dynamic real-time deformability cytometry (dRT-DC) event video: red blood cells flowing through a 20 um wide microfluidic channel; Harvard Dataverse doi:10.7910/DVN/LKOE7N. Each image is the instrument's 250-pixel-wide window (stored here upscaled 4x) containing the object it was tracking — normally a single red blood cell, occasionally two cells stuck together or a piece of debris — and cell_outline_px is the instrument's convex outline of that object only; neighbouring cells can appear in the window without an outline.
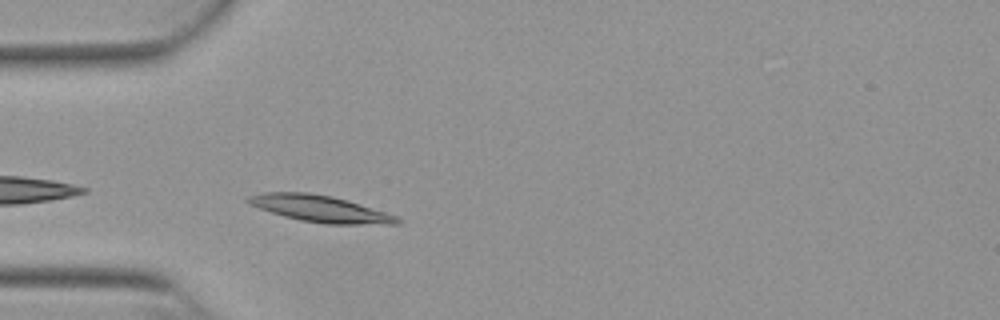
{"species": "Egyptian fruit bat (a non-hibernating species)", "species_latin": "Rousettus aegyptiacus", "temperature_condition": "warm", "stored_images_in_passage": 15, "camera_frame_rate_fps": 3000, "um_per_image_px": 0.085, "animal": {"sex": "female"}, "frame": {"image": 1, "passage_image": 2, "time_ms": 0.333, "image_size_px": [1000, 320], "cell_outline_px": [[404, 220], [400, 224], [324, 224], [300, 220], [284, 216], [260, 208], [244, 200], [244, 196], [264, 192], [308, 192], [332, 196], [348, 200], [396, 216]], "centroid_in_image_um": [27.21, 17.73], "position_along_channel_um": 57.8, "area_um2": 23.12}}
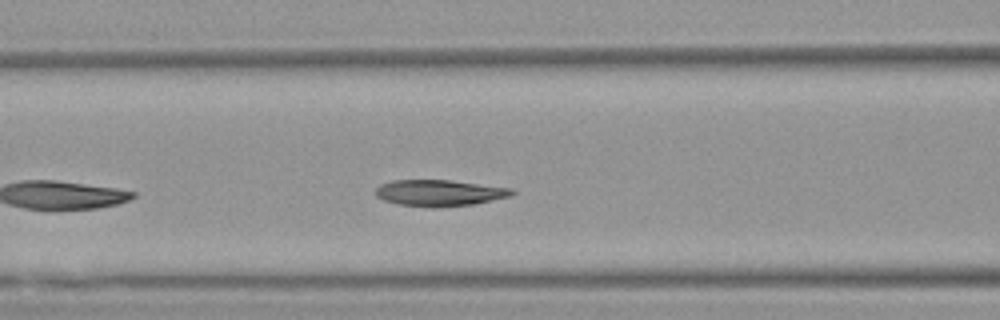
{"frame": {"image": 2, "passage_image": 8, "time_ms": 2.333, "image_size_px": [1000, 320], "cell_outline_px": [[516, 192], [512, 196], [472, 204], [436, 208], [432, 208], [396, 204], [384, 200], [376, 196], [376, 188], [380, 184], [392, 180], [448, 180], [512, 188]], "centroid_in_image_um": [37.34, 16.4], "position_along_channel_um": 129.3, "area_um2": 20.98}}
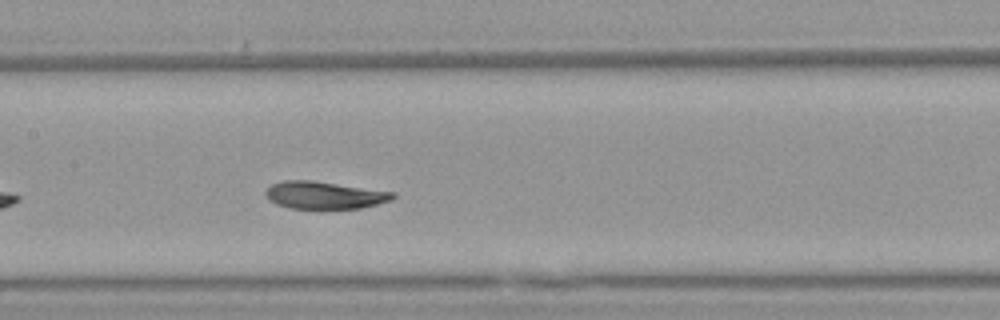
{"frame": {"image": 3, "passage_image": 12, "time_ms": 3.667, "image_size_px": [1000, 320], "cell_outline_px": [[396, 196], [392, 200], [360, 208], [288, 208], [276, 204], [268, 200], [264, 192], [272, 184], [284, 180], [312, 180], [396, 192]], "centroid_in_image_um": [27.57, 16.58], "position_along_channel_um": 179.8, "area_um2": 20.35}}